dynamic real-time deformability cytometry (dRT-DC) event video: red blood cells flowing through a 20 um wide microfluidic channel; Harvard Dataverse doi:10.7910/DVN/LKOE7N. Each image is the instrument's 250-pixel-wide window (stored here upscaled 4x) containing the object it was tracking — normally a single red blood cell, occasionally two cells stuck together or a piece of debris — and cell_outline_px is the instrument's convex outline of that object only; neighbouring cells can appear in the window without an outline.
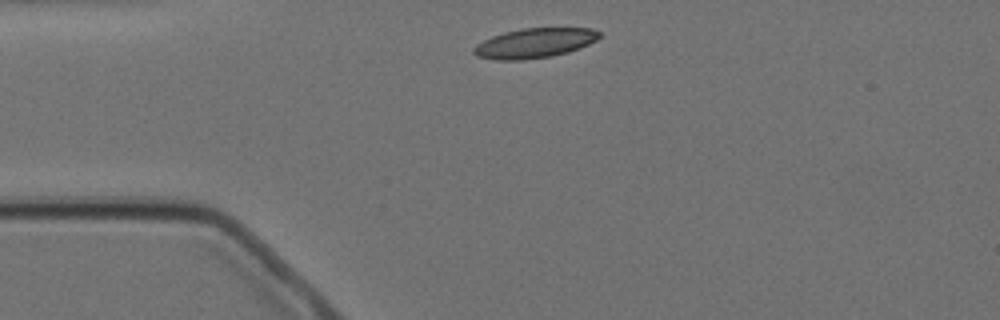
{"species": "Egyptian fruit bat (a non-hibernating species)", "species_latin": "Rousettus aegyptiacus", "temperature_condition": "cold", "stored_images_in_passage": 2, "camera_frame_rate_fps": 3000, "um_per_image_px": 0.085, "animal": {"sex": "female"}, "frame": {"image": 1, "passage_image": 1, "time_ms": 0.0, "image_size_px": [1000, 320], "cell_outline_px": [[600, 36], [596, 40], [580, 48], [568, 52], [552, 56], [520, 60], [496, 60], [476, 56], [472, 52], [472, 48], [476, 44], [492, 36], [504, 32], [524, 28], [592, 28], [600, 32]], "centroid_in_image_um": [45.41, 3.66], "position_along_channel_um": 39.6, "area_um2": 21.79}}